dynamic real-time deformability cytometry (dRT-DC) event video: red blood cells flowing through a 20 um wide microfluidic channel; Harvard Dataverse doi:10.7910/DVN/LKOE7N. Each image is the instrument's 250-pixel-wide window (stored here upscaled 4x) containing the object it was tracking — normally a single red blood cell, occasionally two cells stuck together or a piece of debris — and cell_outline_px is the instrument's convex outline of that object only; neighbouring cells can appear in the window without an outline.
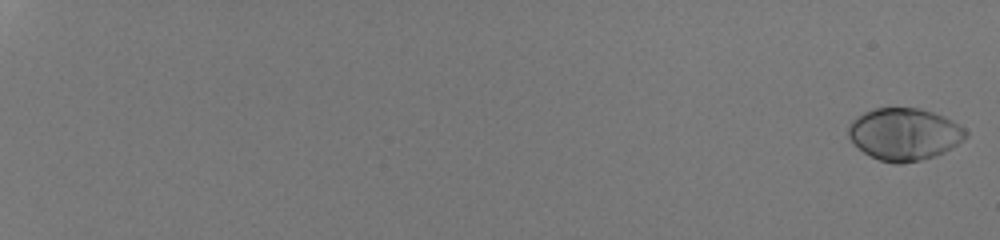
{"species": "human", "species_latin": "Homo sapiens", "temperature_condition": "room temperature", "stored_images_in_passage": 55, "camera_frame_rate_fps": 3000, "um_per_image_px": 0.085, "donor": {"sex": "male"}, "frame": {"image": 1, "passage_image": 1, "time_ms": 0.0, "image_size_px": [1000, 240], "cell_outline_px": [[968, 136], [964, 140], [952, 148], [936, 156], [920, 160], [900, 164], [896, 164], [880, 160], [864, 152], [848, 136], [848, 124], [856, 116], [872, 108], [920, 108], [944, 116], [952, 120], [964, 128], [968, 132]], "centroid_in_image_um": [76.88, 11.39], "position_along_channel_um": 8.1, "area_um2": 35.78}}
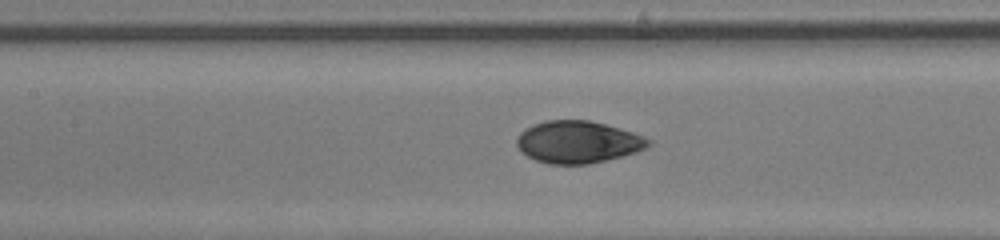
{"frame": {"image": 2, "passage_image": 32, "time_ms": 10.333, "image_size_px": [1000, 240], "cell_outline_px": [[652, 144], [636, 152], [608, 160], [588, 164], [548, 164], [536, 160], [520, 152], [516, 144], [516, 136], [524, 128], [532, 124], [544, 120], [588, 120], [604, 124], [632, 132], [652, 140]], "centroid_in_image_um": [49.07, 12.07], "position_along_channel_um": 158.3, "area_um2": 32.54}}
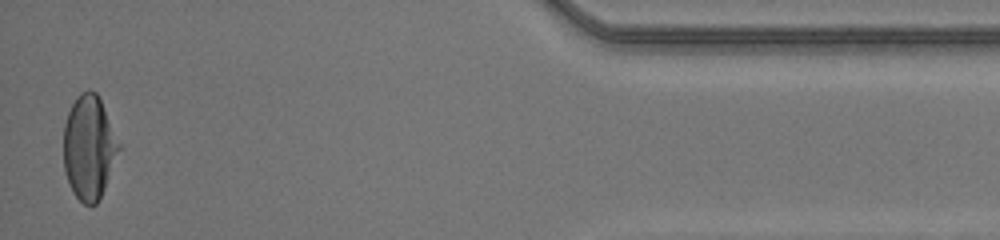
{"frame": {"image": 3, "passage_image": 55, "time_ms": 18.0, "image_size_px": [1000, 240], "cell_outline_px": [[120, 148], [104, 188], [96, 204], [84, 204], [72, 192], [64, 168], [64, 124], [68, 112], [76, 96], [80, 92], [88, 88], [96, 92], [100, 100], [120, 144]], "centroid_in_image_um": [7.55, 12.5], "position_along_channel_um": 427.7, "area_um2": 33.06}, "authors_computed_cell_mechanics": {"area_um2": 33.4662, "velocity_mm_per_s": 4.2066, "shape_relaxation_time_tau1_ms": 3.7289, "shape_relaxation_time_tau2_ms": null, "deformation_change_tau1": 0.183, "deformation_change_tau2": null}}